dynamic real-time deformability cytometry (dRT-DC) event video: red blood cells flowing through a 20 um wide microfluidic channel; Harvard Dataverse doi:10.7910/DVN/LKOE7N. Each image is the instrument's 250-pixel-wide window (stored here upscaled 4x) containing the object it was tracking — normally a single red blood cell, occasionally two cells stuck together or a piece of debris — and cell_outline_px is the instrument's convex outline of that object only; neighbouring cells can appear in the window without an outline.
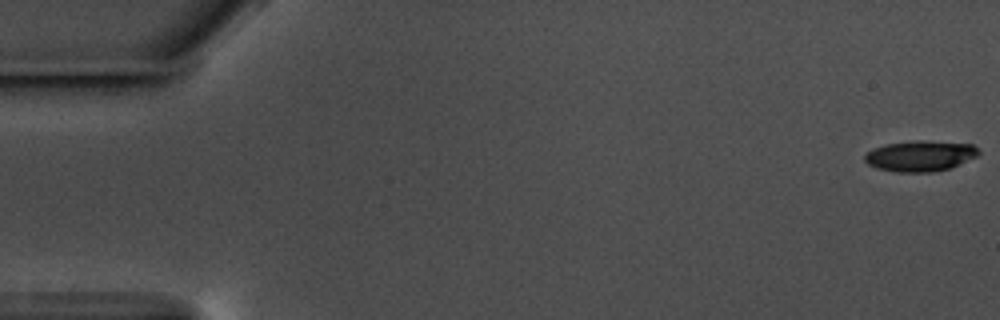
{"species": "common noctule bat (a hibernating species)", "species_latin": "Nyctalus noctula", "temperature_condition": "warm", "stored_images_in_passage": 58, "camera_frame_rate_fps": 3000, "um_per_image_px": 0.085, "animal": {"sex": "male", "body_mass_g": 17.5, "forearm_length_mm": 52.3}, "frame": {"image": 1, "passage_image": 1, "time_ms": 0.0, "image_size_px": [1000, 320], "cell_outline_px": [[980, 152], [976, 156], [952, 168], [932, 172], [896, 172], [876, 168], [868, 164], [864, 160], [864, 156], [868, 152], [884, 144], [916, 140], [920, 140], [972, 144]], "centroid_in_image_um": [78.21, 13.26], "position_along_channel_um": 6.8, "area_um2": 20.35}}
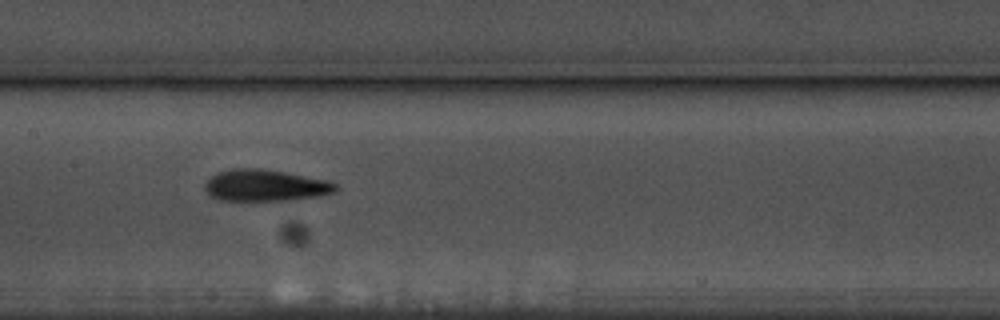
{"frame": {"image": 2, "passage_image": 29, "time_ms": 9.333, "image_size_px": [1000, 320], "cell_outline_px": [[340, 188], [336, 192], [320, 196], [296, 200], [220, 200], [212, 196], [204, 188], [204, 184], [216, 172], [232, 168], [260, 168], [284, 172], [328, 180], [336, 184]], "centroid_in_image_um": [22.59, 15.76], "position_along_channel_um": 184.8, "area_um2": 24.22}}
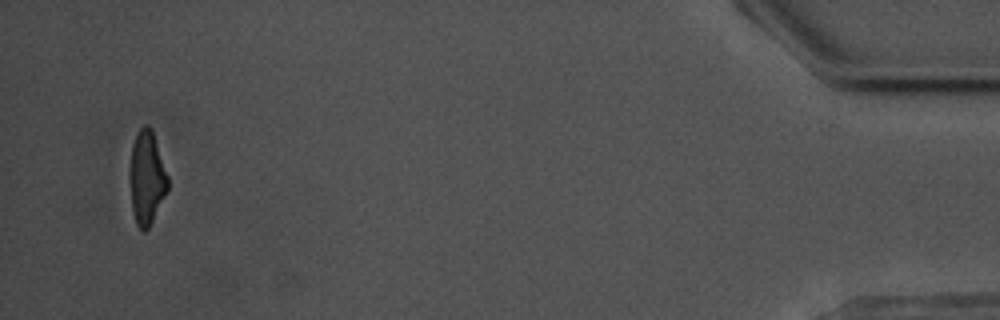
{"frame": {"image": 3, "passage_image": 56, "time_ms": 18.333, "image_size_px": [1000, 320], "cell_outline_px": [[168, 188], [148, 228], [144, 232], [136, 224], [132, 208], [132, 144], [140, 128], [144, 124], [148, 124], [152, 128], [168, 176]], "centroid_in_image_um": [12.51, 15.07], "position_along_channel_um": 422.7, "area_um2": 19.83}, "authors_computed_cell_mechanics": {"area_um2": 21.7617, "velocity_mm_per_s": 3.5691, "shape_relaxation_time_tau1_ms": 5.6714, "shape_relaxation_time_tau2_ms": 4.629, "deformation_change_tau1": 0.1743, "deformation_change_tau2": 0.1506}}